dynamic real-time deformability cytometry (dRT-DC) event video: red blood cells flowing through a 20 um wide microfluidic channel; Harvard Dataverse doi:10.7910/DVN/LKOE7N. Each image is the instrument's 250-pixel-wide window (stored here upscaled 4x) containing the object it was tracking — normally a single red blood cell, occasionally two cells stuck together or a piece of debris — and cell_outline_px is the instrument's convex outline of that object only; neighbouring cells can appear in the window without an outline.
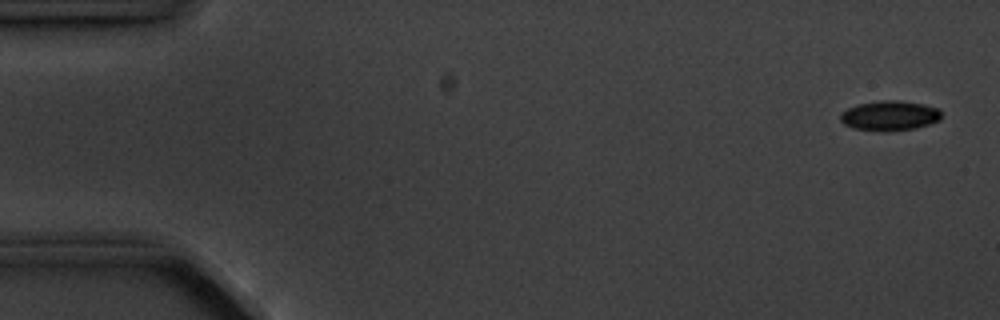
{"species": "common noctule bat (a hibernating species)", "species_latin": "Nyctalus noctula", "temperature_condition": "cold", "stored_images_in_passage": 5, "camera_frame_rate_fps": 3000, "um_per_image_px": 0.085, "animal": {"sex": "male", "body_mass_g": 20.1, "forearm_length_mm": 53.5}, "frame": {"image": 1, "passage_image": 1, "time_ms": 0.0, "image_size_px": [1000, 320], "cell_outline_px": [[940, 120], [916, 128], [884, 132], [852, 128], [844, 124], [840, 120], [840, 116], [848, 108], [856, 104], [880, 100], [896, 100], [924, 104], [940, 108]], "centroid_in_image_um": [75.62, 9.83], "position_along_channel_um": 9.4, "area_um2": 17.69}}